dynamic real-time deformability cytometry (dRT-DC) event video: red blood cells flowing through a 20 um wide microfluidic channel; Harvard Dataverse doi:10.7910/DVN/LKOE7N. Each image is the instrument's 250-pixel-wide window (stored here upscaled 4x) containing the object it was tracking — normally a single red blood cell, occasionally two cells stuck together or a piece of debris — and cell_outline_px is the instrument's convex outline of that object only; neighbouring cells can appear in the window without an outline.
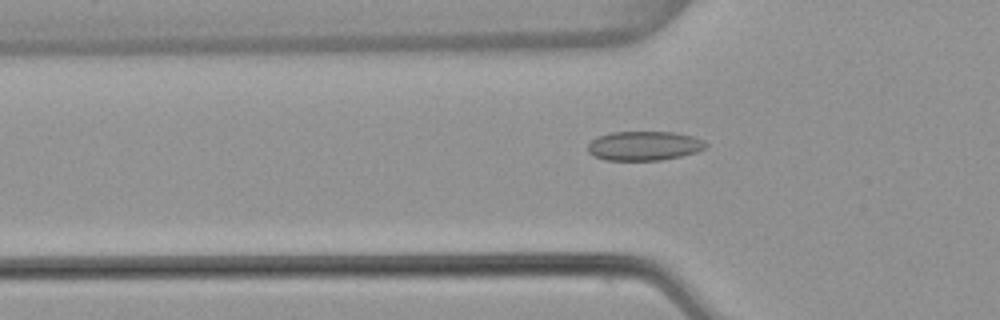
{"species": "common noctule bat (a hibernating species)", "species_latin": "Nyctalus noctula", "temperature_condition": "warm", "stored_images_in_passage": 54, "camera_frame_rate_fps": 3000, "um_per_image_px": 0.085, "animal": {"sex": "female", "body_mass_g": 22.7, "forearm_length_mm": 54.2}, "frame": {"image": 1, "passage_image": 18, "time_ms": 5.667, "image_size_px": [1000, 320], "cell_outline_px": [[708, 144], [704, 148], [696, 152], [680, 156], [660, 160], [604, 160], [588, 152], [588, 144], [596, 136], [612, 132], [672, 132], [692, 136], [704, 140]], "centroid_in_image_um": [54.74, 12.39], "position_along_channel_um": 71.1, "area_um2": 20.06}}
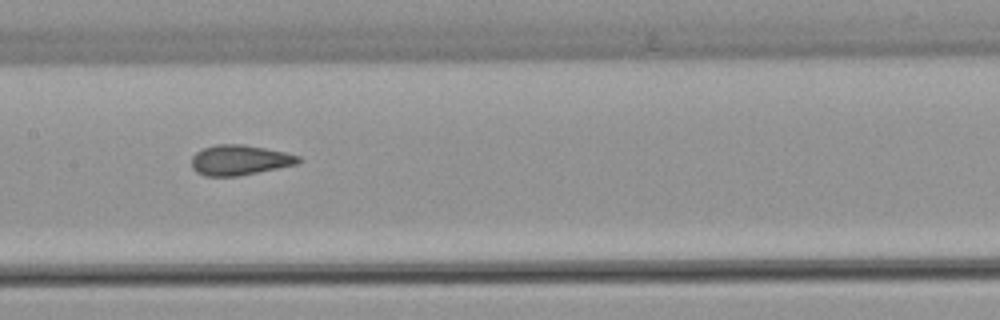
{"frame": {"image": 2, "passage_image": 27, "time_ms": 8.667, "image_size_px": [1000, 320], "cell_outline_px": [[300, 160], [296, 164], [240, 176], [204, 176], [196, 172], [192, 168], [192, 156], [196, 152], [204, 148], [216, 144], [244, 144], [284, 152], [300, 156]], "centroid_in_image_um": [20.33, 13.61], "position_along_channel_um": 187.1, "area_um2": 18.73}}
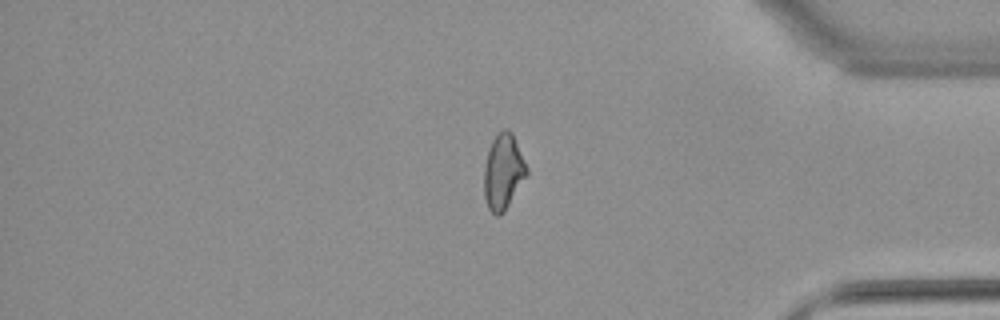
{"frame": {"image": 3, "passage_image": 45, "time_ms": 14.667, "image_size_px": [1000, 320], "cell_outline_px": [[528, 172], [504, 212], [500, 216], [496, 216], [488, 208], [484, 196], [484, 164], [488, 148], [496, 132], [504, 128], [508, 128], [512, 132], [528, 168]], "centroid_in_image_um": [42.75, 14.56], "position_along_channel_um": 392.4, "area_um2": 18.9}, "authors_computed_cell_mechanics": {"area_um2": 19.1029, "velocity_mm_per_s": 3.8382, "shape_relaxation_time_tau1_ms": null, "shape_relaxation_time_tau2_ms": 1.381, "deformation_change_tau1": null, "deformation_change_tau2": 0.0744}}